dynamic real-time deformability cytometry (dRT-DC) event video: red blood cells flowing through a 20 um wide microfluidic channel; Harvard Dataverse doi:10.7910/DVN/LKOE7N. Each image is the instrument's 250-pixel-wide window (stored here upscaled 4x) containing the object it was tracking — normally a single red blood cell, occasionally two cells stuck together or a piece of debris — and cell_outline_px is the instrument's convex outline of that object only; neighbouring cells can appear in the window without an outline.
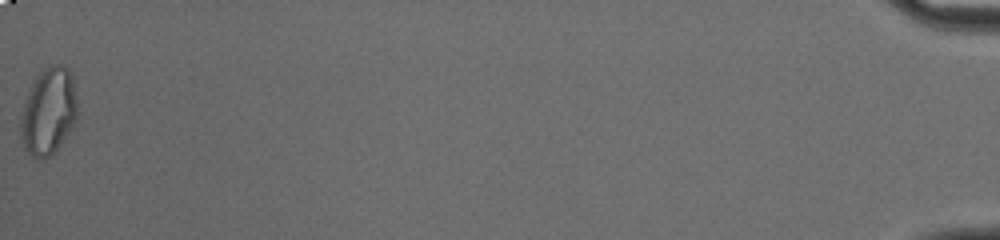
{"species": "common noctule bat (a hibernating species)", "species_latin": "Nyctalus noctula", "temperature_condition": "cold", "stored_images_in_passage": 40, "segment_of_instrument_passage": [2, 2], "camera_frame_rate_fps": 3000, "um_per_image_px": 0.085, "animal": {"sex": "male", "body_mass_g": 20.0, "forearm_length_mm": 53.3}, "frame": {"image": 1, "passage_image": 40, "time_ms": 13.0, "image_size_px": [1000, 240], "cell_outline_px": [[80, 112], [68, 132], [52, 156], [44, 160], [36, 160], [24, 152], [20, 140], [20, 120], [24, 100], [28, 88], [32, 80], [40, 72], [52, 64], [64, 64], [72, 72]], "centroid_in_image_um": [4.11, 9.48], "position_along_channel_um": 431.1, "area_um2": 29.94}}